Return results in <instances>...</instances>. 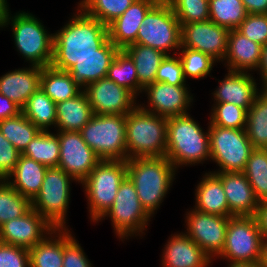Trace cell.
Returning a JSON list of instances; mask_svg holds the SVG:
<instances>
[{
  "label": "cell",
  "mask_w": 267,
  "mask_h": 267,
  "mask_svg": "<svg viewBox=\"0 0 267 267\" xmlns=\"http://www.w3.org/2000/svg\"><path fill=\"white\" fill-rule=\"evenodd\" d=\"M127 177V161L101 160L80 183L85 189L91 222L96 223L113 205L120 184Z\"/></svg>",
  "instance_id": "cell-6"
},
{
  "label": "cell",
  "mask_w": 267,
  "mask_h": 267,
  "mask_svg": "<svg viewBox=\"0 0 267 267\" xmlns=\"http://www.w3.org/2000/svg\"><path fill=\"white\" fill-rule=\"evenodd\" d=\"M81 244L73 237L65 246L63 253V267H92Z\"/></svg>",
  "instance_id": "cell-48"
},
{
  "label": "cell",
  "mask_w": 267,
  "mask_h": 267,
  "mask_svg": "<svg viewBox=\"0 0 267 267\" xmlns=\"http://www.w3.org/2000/svg\"><path fill=\"white\" fill-rule=\"evenodd\" d=\"M21 112L22 109L16 103L0 94V121L17 116Z\"/></svg>",
  "instance_id": "cell-49"
},
{
  "label": "cell",
  "mask_w": 267,
  "mask_h": 267,
  "mask_svg": "<svg viewBox=\"0 0 267 267\" xmlns=\"http://www.w3.org/2000/svg\"><path fill=\"white\" fill-rule=\"evenodd\" d=\"M107 78L125 87L136 97L142 94L133 59L125 50H119L107 71Z\"/></svg>",
  "instance_id": "cell-36"
},
{
  "label": "cell",
  "mask_w": 267,
  "mask_h": 267,
  "mask_svg": "<svg viewBox=\"0 0 267 267\" xmlns=\"http://www.w3.org/2000/svg\"><path fill=\"white\" fill-rule=\"evenodd\" d=\"M246 16L241 0H209V20L219 26L237 29Z\"/></svg>",
  "instance_id": "cell-37"
},
{
  "label": "cell",
  "mask_w": 267,
  "mask_h": 267,
  "mask_svg": "<svg viewBox=\"0 0 267 267\" xmlns=\"http://www.w3.org/2000/svg\"><path fill=\"white\" fill-rule=\"evenodd\" d=\"M125 131L126 115L94 114L80 133L101 160L127 161Z\"/></svg>",
  "instance_id": "cell-7"
},
{
  "label": "cell",
  "mask_w": 267,
  "mask_h": 267,
  "mask_svg": "<svg viewBox=\"0 0 267 267\" xmlns=\"http://www.w3.org/2000/svg\"><path fill=\"white\" fill-rule=\"evenodd\" d=\"M117 48L109 39L92 56L79 59L68 71L75 82L83 89L90 83L107 76L109 66L116 57Z\"/></svg>",
  "instance_id": "cell-25"
},
{
  "label": "cell",
  "mask_w": 267,
  "mask_h": 267,
  "mask_svg": "<svg viewBox=\"0 0 267 267\" xmlns=\"http://www.w3.org/2000/svg\"><path fill=\"white\" fill-rule=\"evenodd\" d=\"M106 217H110L113 230L121 241L143 236L152 218L142 207L136 188L128 177L120 184L113 205L96 223Z\"/></svg>",
  "instance_id": "cell-10"
},
{
  "label": "cell",
  "mask_w": 267,
  "mask_h": 267,
  "mask_svg": "<svg viewBox=\"0 0 267 267\" xmlns=\"http://www.w3.org/2000/svg\"><path fill=\"white\" fill-rule=\"evenodd\" d=\"M20 154L21 153L0 132V180H6L13 172Z\"/></svg>",
  "instance_id": "cell-47"
},
{
  "label": "cell",
  "mask_w": 267,
  "mask_h": 267,
  "mask_svg": "<svg viewBox=\"0 0 267 267\" xmlns=\"http://www.w3.org/2000/svg\"><path fill=\"white\" fill-rule=\"evenodd\" d=\"M180 24L209 20V0H166Z\"/></svg>",
  "instance_id": "cell-43"
},
{
  "label": "cell",
  "mask_w": 267,
  "mask_h": 267,
  "mask_svg": "<svg viewBox=\"0 0 267 267\" xmlns=\"http://www.w3.org/2000/svg\"><path fill=\"white\" fill-rule=\"evenodd\" d=\"M83 90L93 114L126 115L138 105L131 91L107 77L88 84Z\"/></svg>",
  "instance_id": "cell-16"
},
{
  "label": "cell",
  "mask_w": 267,
  "mask_h": 267,
  "mask_svg": "<svg viewBox=\"0 0 267 267\" xmlns=\"http://www.w3.org/2000/svg\"><path fill=\"white\" fill-rule=\"evenodd\" d=\"M135 0H81L78 6L90 17L108 26L120 17Z\"/></svg>",
  "instance_id": "cell-39"
},
{
  "label": "cell",
  "mask_w": 267,
  "mask_h": 267,
  "mask_svg": "<svg viewBox=\"0 0 267 267\" xmlns=\"http://www.w3.org/2000/svg\"><path fill=\"white\" fill-rule=\"evenodd\" d=\"M133 59L139 85L144 89L155 82L157 70L166 57L160 50L141 44H131L124 49Z\"/></svg>",
  "instance_id": "cell-31"
},
{
  "label": "cell",
  "mask_w": 267,
  "mask_h": 267,
  "mask_svg": "<svg viewBox=\"0 0 267 267\" xmlns=\"http://www.w3.org/2000/svg\"><path fill=\"white\" fill-rule=\"evenodd\" d=\"M60 143L58 167L81 183L101 159L82 139L80 131H57Z\"/></svg>",
  "instance_id": "cell-14"
},
{
  "label": "cell",
  "mask_w": 267,
  "mask_h": 267,
  "mask_svg": "<svg viewBox=\"0 0 267 267\" xmlns=\"http://www.w3.org/2000/svg\"><path fill=\"white\" fill-rule=\"evenodd\" d=\"M7 0H0V28L2 29L3 24L7 20V17L11 13Z\"/></svg>",
  "instance_id": "cell-53"
},
{
  "label": "cell",
  "mask_w": 267,
  "mask_h": 267,
  "mask_svg": "<svg viewBox=\"0 0 267 267\" xmlns=\"http://www.w3.org/2000/svg\"><path fill=\"white\" fill-rule=\"evenodd\" d=\"M210 161L217 163L216 172H243L254 150L245 129H231L208 124Z\"/></svg>",
  "instance_id": "cell-11"
},
{
  "label": "cell",
  "mask_w": 267,
  "mask_h": 267,
  "mask_svg": "<svg viewBox=\"0 0 267 267\" xmlns=\"http://www.w3.org/2000/svg\"><path fill=\"white\" fill-rule=\"evenodd\" d=\"M243 173L259 202L267 200V149H254Z\"/></svg>",
  "instance_id": "cell-38"
},
{
  "label": "cell",
  "mask_w": 267,
  "mask_h": 267,
  "mask_svg": "<svg viewBox=\"0 0 267 267\" xmlns=\"http://www.w3.org/2000/svg\"><path fill=\"white\" fill-rule=\"evenodd\" d=\"M263 238H267V200L260 201L254 215Z\"/></svg>",
  "instance_id": "cell-50"
},
{
  "label": "cell",
  "mask_w": 267,
  "mask_h": 267,
  "mask_svg": "<svg viewBox=\"0 0 267 267\" xmlns=\"http://www.w3.org/2000/svg\"><path fill=\"white\" fill-rule=\"evenodd\" d=\"M237 30L253 42L267 45V14H247Z\"/></svg>",
  "instance_id": "cell-44"
},
{
  "label": "cell",
  "mask_w": 267,
  "mask_h": 267,
  "mask_svg": "<svg viewBox=\"0 0 267 267\" xmlns=\"http://www.w3.org/2000/svg\"><path fill=\"white\" fill-rule=\"evenodd\" d=\"M0 267H30L29 249L0 242Z\"/></svg>",
  "instance_id": "cell-46"
},
{
  "label": "cell",
  "mask_w": 267,
  "mask_h": 267,
  "mask_svg": "<svg viewBox=\"0 0 267 267\" xmlns=\"http://www.w3.org/2000/svg\"><path fill=\"white\" fill-rule=\"evenodd\" d=\"M231 217L206 214L191 208L185 216V234L210 258L216 260L223 250Z\"/></svg>",
  "instance_id": "cell-13"
},
{
  "label": "cell",
  "mask_w": 267,
  "mask_h": 267,
  "mask_svg": "<svg viewBox=\"0 0 267 267\" xmlns=\"http://www.w3.org/2000/svg\"><path fill=\"white\" fill-rule=\"evenodd\" d=\"M22 113L40 131L56 127V103L40 87L29 97Z\"/></svg>",
  "instance_id": "cell-33"
},
{
  "label": "cell",
  "mask_w": 267,
  "mask_h": 267,
  "mask_svg": "<svg viewBox=\"0 0 267 267\" xmlns=\"http://www.w3.org/2000/svg\"><path fill=\"white\" fill-rule=\"evenodd\" d=\"M187 85L154 82L143 89L147 104H138L143 110L163 117L187 114L193 104V94Z\"/></svg>",
  "instance_id": "cell-17"
},
{
  "label": "cell",
  "mask_w": 267,
  "mask_h": 267,
  "mask_svg": "<svg viewBox=\"0 0 267 267\" xmlns=\"http://www.w3.org/2000/svg\"><path fill=\"white\" fill-rule=\"evenodd\" d=\"M245 130L254 149H267V88L256 95L248 109Z\"/></svg>",
  "instance_id": "cell-32"
},
{
  "label": "cell",
  "mask_w": 267,
  "mask_h": 267,
  "mask_svg": "<svg viewBox=\"0 0 267 267\" xmlns=\"http://www.w3.org/2000/svg\"><path fill=\"white\" fill-rule=\"evenodd\" d=\"M31 208V201L17 192L6 180H0V226L23 216Z\"/></svg>",
  "instance_id": "cell-40"
},
{
  "label": "cell",
  "mask_w": 267,
  "mask_h": 267,
  "mask_svg": "<svg viewBox=\"0 0 267 267\" xmlns=\"http://www.w3.org/2000/svg\"><path fill=\"white\" fill-rule=\"evenodd\" d=\"M0 132L22 154L40 130L21 112L17 116L1 120Z\"/></svg>",
  "instance_id": "cell-35"
},
{
  "label": "cell",
  "mask_w": 267,
  "mask_h": 267,
  "mask_svg": "<svg viewBox=\"0 0 267 267\" xmlns=\"http://www.w3.org/2000/svg\"><path fill=\"white\" fill-rule=\"evenodd\" d=\"M76 12L53 33L51 66L59 70L69 71L79 59L97 53L109 39L106 25L88 16L79 6Z\"/></svg>",
  "instance_id": "cell-1"
},
{
  "label": "cell",
  "mask_w": 267,
  "mask_h": 267,
  "mask_svg": "<svg viewBox=\"0 0 267 267\" xmlns=\"http://www.w3.org/2000/svg\"><path fill=\"white\" fill-rule=\"evenodd\" d=\"M55 131H80L94 115L84 90L77 96L56 103Z\"/></svg>",
  "instance_id": "cell-29"
},
{
  "label": "cell",
  "mask_w": 267,
  "mask_h": 267,
  "mask_svg": "<svg viewBox=\"0 0 267 267\" xmlns=\"http://www.w3.org/2000/svg\"><path fill=\"white\" fill-rule=\"evenodd\" d=\"M203 130L189 113L167 118L165 157L176 170L210 160L209 128Z\"/></svg>",
  "instance_id": "cell-3"
},
{
  "label": "cell",
  "mask_w": 267,
  "mask_h": 267,
  "mask_svg": "<svg viewBox=\"0 0 267 267\" xmlns=\"http://www.w3.org/2000/svg\"><path fill=\"white\" fill-rule=\"evenodd\" d=\"M41 72L42 67L33 65L8 71L0 77V94L22 109L29 97L40 87Z\"/></svg>",
  "instance_id": "cell-24"
},
{
  "label": "cell",
  "mask_w": 267,
  "mask_h": 267,
  "mask_svg": "<svg viewBox=\"0 0 267 267\" xmlns=\"http://www.w3.org/2000/svg\"><path fill=\"white\" fill-rule=\"evenodd\" d=\"M181 25L166 0H159L145 15L138 29L136 43L170 55L181 48Z\"/></svg>",
  "instance_id": "cell-8"
},
{
  "label": "cell",
  "mask_w": 267,
  "mask_h": 267,
  "mask_svg": "<svg viewBox=\"0 0 267 267\" xmlns=\"http://www.w3.org/2000/svg\"><path fill=\"white\" fill-rule=\"evenodd\" d=\"M263 237L254 216L231 217L225 243L217 257L230 264L259 263Z\"/></svg>",
  "instance_id": "cell-12"
},
{
  "label": "cell",
  "mask_w": 267,
  "mask_h": 267,
  "mask_svg": "<svg viewBox=\"0 0 267 267\" xmlns=\"http://www.w3.org/2000/svg\"><path fill=\"white\" fill-rule=\"evenodd\" d=\"M257 71L261 75L259 81H262L260 82L262 84L259 85H261V88H267V45L262 47L261 61Z\"/></svg>",
  "instance_id": "cell-52"
},
{
  "label": "cell",
  "mask_w": 267,
  "mask_h": 267,
  "mask_svg": "<svg viewBox=\"0 0 267 267\" xmlns=\"http://www.w3.org/2000/svg\"><path fill=\"white\" fill-rule=\"evenodd\" d=\"M164 246L162 267L212 266L211 258L184 232L171 234Z\"/></svg>",
  "instance_id": "cell-21"
},
{
  "label": "cell",
  "mask_w": 267,
  "mask_h": 267,
  "mask_svg": "<svg viewBox=\"0 0 267 267\" xmlns=\"http://www.w3.org/2000/svg\"><path fill=\"white\" fill-rule=\"evenodd\" d=\"M247 14H267V0H241Z\"/></svg>",
  "instance_id": "cell-51"
},
{
  "label": "cell",
  "mask_w": 267,
  "mask_h": 267,
  "mask_svg": "<svg viewBox=\"0 0 267 267\" xmlns=\"http://www.w3.org/2000/svg\"><path fill=\"white\" fill-rule=\"evenodd\" d=\"M72 181L77 182L60 167H48L41 189L31 201V208L55 228H68L66 217Z\"/></svg>",
  "instance_id": "cell-9"
},
{
  "label": "cell",
  "mask_w": 267,
  "mask_h": 267,
  "mask_svg": "<svg viewBox=\"0 0 267 267\" xmlns=\"http://www.w3.org/2000/svg\"><path fill=\"white\" fill-rule=\"evenodd\" d=\"M73 237L69 228H55L29 249L30 267H63L64 246Z\"/></svg>",
  "instance_id": "cell-27"
},
{
  "label": "cell",
  "mask_w": 267,
  "mask_h": 267,
  "mask_svg": "<svg viewBox=\"0 0 267 267\" xmlns=\"http://www.w3.org/2000/svg\"><path fill=\"white\" fill-rule=\"evenodd\" d=\"M58 135L50 131H40L29 143L22 155L46 167H57L60 158Z\"/></svg>",
  "instance_id": "cell-34"
},
{
  "label": "cell",
  "mask_w": 267,
  "mask_h": 267,
  "mask_svg": "<svg viewBox=\"0 0 267 267\" xmlns=\"http://www.w3.org/2000/svg\"><path fill=\"white\" fill-rule=\"evenodd\" d=\"M195 189V210L225 217H233L221 180L211 171L206 172Z\"/></svg>",
  "instance_id": "cell-26"
},
{
  "label": "cell",
  "mask_w": 267,
  "mask_h": 267,
  "mask_svg": "<svg viewBox=\"0 0 267 267\" xmlns=\"http://www.w3.org/2000/svg\"><path fill=\"white\" fill-rule=\"evenodd\" d=\"M55 229L33 208L0 226V242L30 249Z\"/></svg>",
  "instance_id": "cell-18"
},
{
  "label": "cell",
  "mask_w": 267,
  "mask_h": 267,
  "mask_svg": "<svg viewBox=\"0 0 267 267\" xmlns=\"http://www.w3.org/2000/svg\"><path fill=\"white\" fill-rule=\"evenodd\" d=\"M40 88L55 103L71 99L83 90L68 71L56 69L51 65L42 68Z\"/></svg>",
  "instance_id": "cell-30"
},
{
  "label": "cell",
  "mask_w": 267,
  "mask_h": 267,
  "mask_svg": "<svg viewBox=\"0 0 267 267\" xmlns=\"http://www.w3.org/2000/svg\"><path fill=\"white\" fill-rule=\"evenodd\" d=\"M127 158L164 157L167 148V117L137 105L126 114Z\"/></svg>",
  "instance_id": "cell-4"
},
{
  "label": "cell",
  "mask_w": 267,
  "mask_h": 267,
  "mask_svg": "<svg viewBox=\"0 0 267 267\" xmlns=\"http://www.w3.org/2000/svg\"><path fill=\"white\" fill-rule=\"evenodd\" d=\"M176 172L165 156L127 160V177L134 184L142 207L151 217L171 190Z\"/></svg>",
  "instance_id": "cell-2"
},
{
  "label": "cell",
  "mask_w": 267,
  "mask_h": 267,
  "mask_svg": "<svg viewBox=\"0 0 267 267\" xmlns=\"http://www.w3.org/2000/svg\"><path fill=\"white\" fill-rule=\"evenodd\" d=\"M259 264L262 267H267V238H263L262 241V251Z\"/></svg>",
  "instance_id": "cell-54"
},
{
  "label": "cell",
  "mask_w": 267,
  "mask_h": 267,
  "mask_svg": "<svg viewBox=\"0 0 267 267\" xmlns=\"http://www.w3.org/2000/svg\"><path fill=\"white\" fill-rule=\"evenodd\" d=\"M48 167L20 154L13 172L6 181L22 196L32 201L41 189Z\"/></svg>",
  "instance_id": "cell-28"
},
{
  "label": "cell",
  "mask_w": 267,
  "mask_h": 267,
  "mask_svg": "<svg viewBox=\"0 0 267 267\" xmlns=\"http://www.w3.org/2000/svg\"><path fill=\"white\" fill-rule=\"evenodd\" d=\"M159 0H135L129 8L108 26L109 40L120 50L136 44L138 29L147 12Z\"/></svg>",
  "instance_id": "cell-22"
},
{
  "label": "cell",
  "mask_w": 267,
  "mask_h": 267,
  "mask_svg": "<svg viewBox=\"0 0 267 267\" xmlns=\"http://www.w3.org/2000/svg\"><path fill=\"white\" fill-rule=\"evenodd\" d=\"M222 182L223 189L233 217L254 216L259 206L252 186L243 172H216Z\"/></svg>",
  "instance_id": "cell-20"
},
{
  "label": "cell",
  "mask_w": 267,
  "mask_h": 267,
  "mask_svg": "<svg viewBox=\"0 0 267 267\" xmlns=\"http://www.w3.org/2000/svg\"><path fill=\"white\" fill-rule=\"evenodd\" d=\"M166 55L161 62L155 82H163L170 85H186V79L183 74V66L179 56Z\"/></svg>",
  "instance_id": "cell-45"
},
{
  "label": "cell",
  "mask_w": 267,
  "mask_h": 267,
  "mask_svg": "<svg viewBox=\"0 0 267 267\" xmlns=\"http://www.w3.org/2000/svg\"><path fill=\"white\" fill-rule=\"evenodd\" d=\"M181 25V47L201 51L218 62L227 53L230 29L207 20Z\"/></svg>",
  "instance_id": "cell-15"
},
{
  "label": "cell",
  "mask_w": 267,
  "mask_h": 267,
  "mask_svg": "<svg viewBox=\"0 0 267 267\" xmlns=\"http://www.w3.org/2000/svg\"><path fill=\"white\" fill-rule=\"evenodd\" d=\"M208 123L231 129H245L247 111L231 103H213Z\"/></svg>",
  "instance_id": "cell-42"
},
{
  "label": "cell",
  "mask_w": 267,
  "mask_h": 267,
  "mask_svg": "<svg viewBox=\"0 0 267 267\" xmlns=\"http://www.w3.org/2000/svg\"><path fill=\"white\" fill-rule=\"evenodd\" d=\"M9 25L16 50L23 59L42 68L51 65L54 34L45 29L40 19L28 11H18L9 14L2 28Z\"/></svg>",
  "instance_id": "cell-5"
},
{
  "label": "cell",
  "mask_w": 267,
  "mask_h": 267,
  "mask_svg": "<svg viewBox=\"0 0 267 267\" xmlns=\"http://www.w3.org/2000/svg\"><path fill=\"white\" fill-rule=\"evenodd\" d=\"M180 52H177L176 55L179 56L182 66L183 74L185 79L194 78L195 80L206 78L210 73L212 68L215 66L216 60H214L208 54H205L201 51L181 47ZM179 53V54H178Z\"/></svg>",
  "instance_id": "cell-41"
},
{
  "label": "cell",
  "mask_w": 267,
  "mask_h": 267,
  "mask_svg": "<svg viewBox=\"0 0 267 267\" xmlns=\"http://www.w3.org/2000/svg\"><path fill=\"white\" fill-rule=\"evenodd\" d=\"M228 267H262L259 263H240V264H230L227 263Z\"/></svg>",
  "instance_id": "cell-55"
},
{
  "label": "cell",
  "mask_w": 267,
  "mask_h": 267,
  "mask_svg": "<svg viewBox=\"0 0 267 267\" xmlns=\"http://www.w3.org/2000/svg\"><path fill=\"white\" fill-rule=\"evenodd\" d=\"M223 80H218L219 85L212 92L214 103H231L244 108L251 107L256 95L263 89L257 87L255 77L249 72L230 71Z\"/></svg>",
  "instance_id": "cell-19"
},
{
  "label": "cell",
  "mask_w": 267,
  "mask_h": 267,
  "mask_svg": "<svg viewBox=\"0 0 267 267\" xmlns=\"http://www.w3.org/2000/svg\"><path fill=\"white\" fill-rule=\"evenodd\" d=\"M262 47L237 29L230 30L227 53L223 60L225 67L230 71H257L261 61Z\"/></svg>",
  "instance_id": "cell-23"
}]
</instances>
